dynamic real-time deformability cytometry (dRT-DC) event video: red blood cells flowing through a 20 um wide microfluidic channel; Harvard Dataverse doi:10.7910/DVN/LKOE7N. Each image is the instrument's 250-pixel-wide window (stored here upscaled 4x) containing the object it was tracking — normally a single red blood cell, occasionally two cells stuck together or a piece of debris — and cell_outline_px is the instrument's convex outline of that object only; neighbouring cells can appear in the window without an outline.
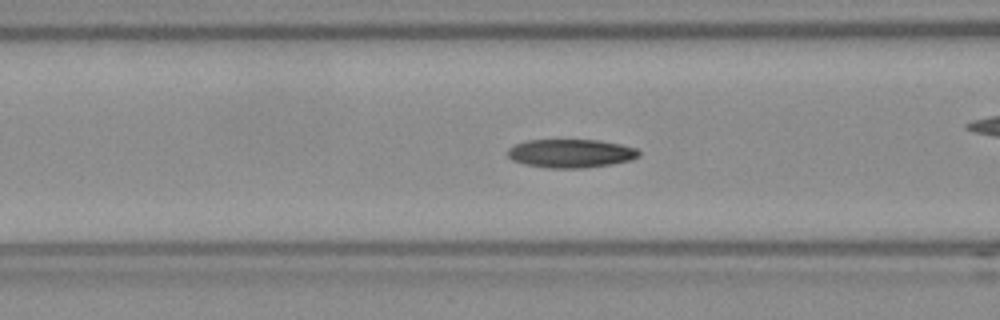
{"species": "Egyptian fruit bat (a non-hibernating species)", "species_latin": "Rousettus aegyptiacus", "temperature_condition": "room temperature", "stored_images_in_passage": 49, "camera_frame_rate_fps": 3000, "um_per_image_px": 0.085, "frame": {"image": 1, "passage_image": 15, "time_ms": 4.667, "image_size_px": [1000, 320], "cell_outline_px": [[640, 156], [632, 160], [612, 164], [584, 168], [548, 168], [524, 164], [512, 160], [504, 152], [508, 148], [524, 140], [596, 140], [620, 144], [636, 148], [640, 152]], "centroid_in_image_um": [48.49, 13.04], "position_along_channel_um": 118.1, "area_um2": 22.02}}
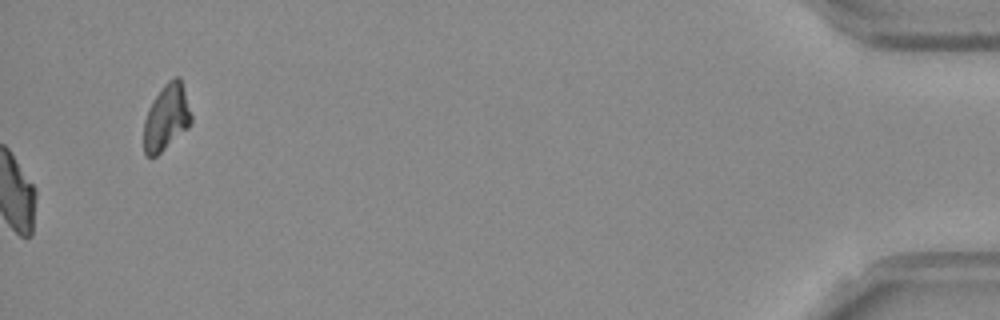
{"frame": {"image": 2, "passage_image": 49, "time_ms": 16.0, "image_size_px": [1000, 320], "cell_outline_px": [[192, 120], [188, 128], [156, 156], [144, 156], [144, 120], [148, 108], [152, 100], [164, 84], [168, 80], [176, 76], [180, 76], [192, 116]], "centroid_in_image_um": [14.14, 9.97], "position_along_channel_um": 421.1, "area_um2": 18.26}, "authors_computed_cell_mechanics": {"area_um2": 21.5594, "velocity_mm_per_s": 3.7674, "shape_relaxation_time_tau1_ms": 5.0943, "shape_relaxation_time_tau2_ms": 3.5587, "deformation_change_tau1": 0.147, "deformation_change_tau2": 0.0819}}